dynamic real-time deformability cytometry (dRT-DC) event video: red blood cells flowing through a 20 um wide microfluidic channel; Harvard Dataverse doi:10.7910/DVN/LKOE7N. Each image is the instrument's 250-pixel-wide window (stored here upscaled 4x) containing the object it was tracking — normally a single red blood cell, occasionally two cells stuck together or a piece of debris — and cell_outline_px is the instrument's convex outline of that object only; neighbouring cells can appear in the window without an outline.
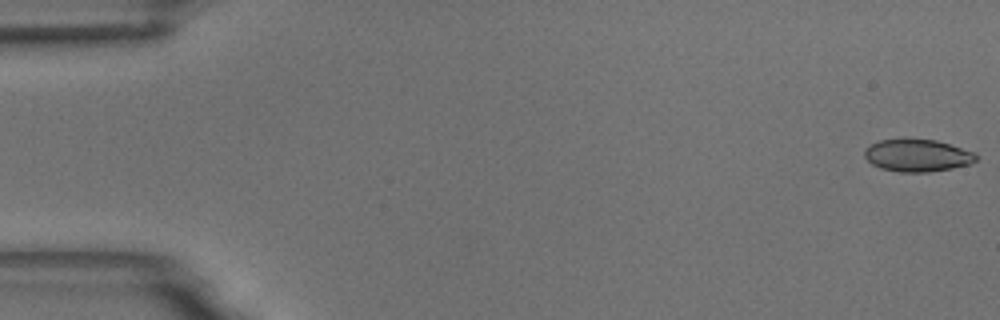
{"species": "common noctule bat (a hibernating species)", "species_latin": "Nyctalus noctula", "temperature_condition": "room temperature", "stored_images_in_passage": 59, "camera_frame_rate_fps": 3000, "um_per_image_px": 0.085, "animal": {"sex": "male", "body_mass_g": 18.8}, "frame": {"image": 1, "passage_image": 1, "time_ms": 0.0, "image_size_px": [1000, 320], "cell_outline_px": [[976, 160], [972, 164], [952, 168], [928, 172], [900, 172], [880, 168], [872, 164], [864, 156], [864, 148], [880, 140], [900, 136], [904, 136], [936, 140], [976, 152]], "centroid_in_image_um": [77.95, 13.17], "position_along_channel_um": 7.0, "area_um2": 21.73}}
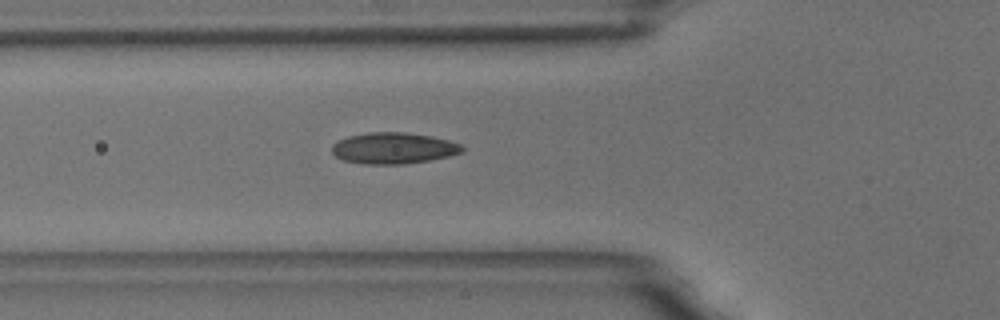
{"frame": {"image": 2, "passage_image": 21, "time_ms": 6.667, "image_size_px": [1000, 320], "cell_outline_px": [[464, 148], [460, 152], [448, 156], [428, 160], [404, 164], [364, 164], [344, 160], [336, 156], [332, 152], [332, 144], [348, 136], [368, 132], [404, 132], [432, 136], [448, 140], [460, 144]], "centroid_in_image_um": [33.42, 12.59], "position_along_channel_um": 92.4, "area_um2": 23.52}}
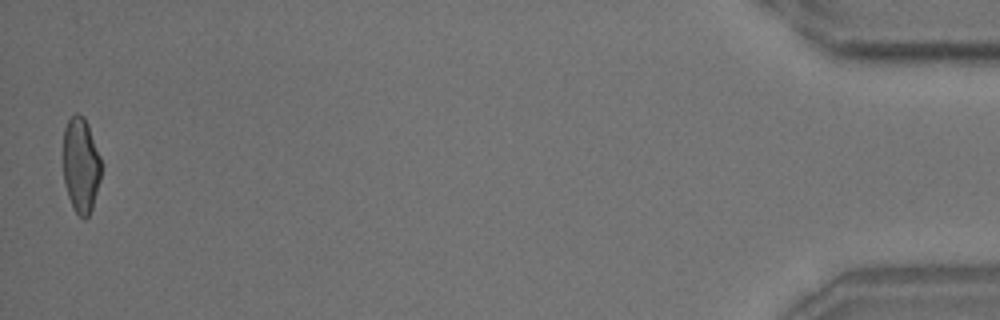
{"frame": {"image": 3, "passage_image": 58, "time_ms": 19.0, "image_size_px": [1000, 320], "cell_outline_px": [[100, 180], [92, 208], [88, 216], [84, 220], [76, 212], [68, 196], [64, 180], [64, 128], [68, 120], [76, 112], [84, 116], [88, 124], [100, 156]], "centroid_in_image_um": [6.88, 14.01], "position_along_channel_um": 428.3, "area_um2": 20.87}, "authors_computed_cell_mechanics": {"area_um2": 22.0218, "velocity_mm_per_s": 3.4705, "shape_relaxation_time_tau1_ms": 7.2577, "shape_relaxation_time_tau2_ms": 1.3811, "deformation_change_tau1": 0.1776, "deformation_change_tau2": 0.0728}}